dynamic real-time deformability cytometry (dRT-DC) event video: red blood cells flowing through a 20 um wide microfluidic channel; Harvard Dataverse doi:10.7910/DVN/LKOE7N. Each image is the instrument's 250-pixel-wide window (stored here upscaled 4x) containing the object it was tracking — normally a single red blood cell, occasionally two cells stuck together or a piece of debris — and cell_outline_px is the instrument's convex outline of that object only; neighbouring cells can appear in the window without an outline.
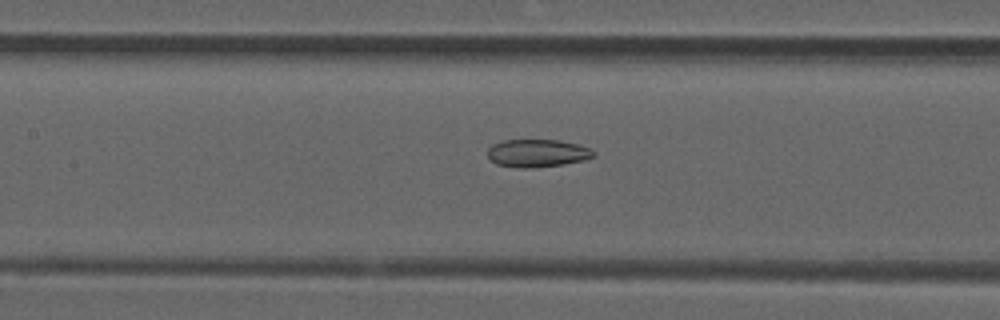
{"species": "common noctule bat (a hibernating species)", "species_latin": "Nyctalus noctula", "temperature_condition": "room temperature", "stored_images_in_passage": 41, "camera_frame_rate_fps": 3000, "um_per_image_px": 0.085, "animal": {"sex": "male", "forearm_length_mm": 52.5}, "frame": {"image": 1, "passage_image": 13, "time_ms": 4.0, "image_size_px": [1000, 320], "cell_outline_px": [[596, 156], [584, 160], [564, 164], [528, 168], [516, 168], [496, 164], [488, 156], [488, 148], [492, 144], [504, 140], [560, 140], [592, 148], [596, 152]], "centroid_in_image_um": [45.7, 13.02], "position_along_channel_um": 161.7, "area_um2": 17.28}}
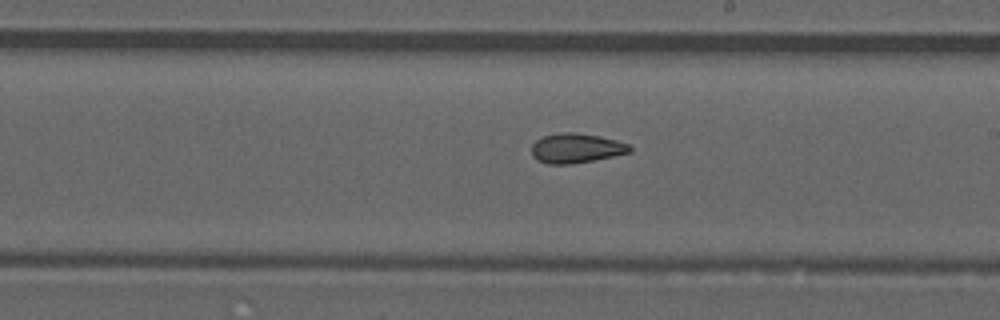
{"frame": {"image": 2, "passage_image": 19, "time_ms": 6.0, "image_size_px": [1000, 320], "cell_outline_px": [[632, 152], [592, 160], [568, 164], [548, 164], [536, 160], [532, 156], [532, 144], [536, 140], [544, 136], [560, 132], [572, 132], [596, 136], [616, 140], [628, 144], [632, 148]], "centroid_in_image_um": [48.94, 12.6], "position_along_channel_um": 240.1, "area_um2": 16.76}}
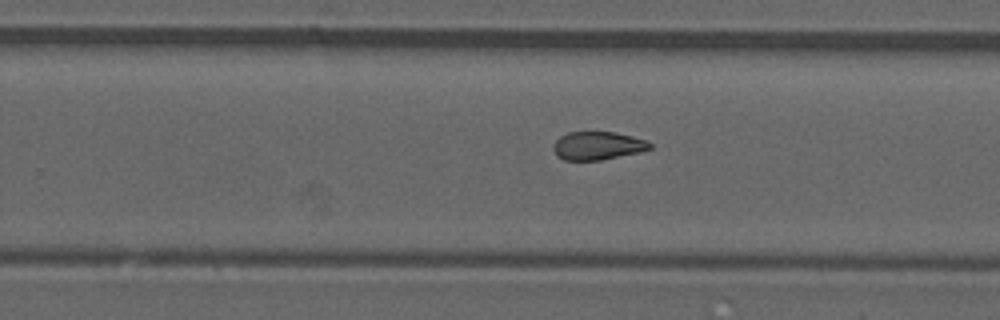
{"frame": {"image": 3, "passage_image": 22, "time_ms": 7.0, "image_size_px": [1000, 320], "cell_outline_px": [[652, 148], [640, 152], [600, 160], [564, 160], [556, 156], [552, 148], [556, 140], [560, 136], [568, 132], [616, 132], [648, 140], [652, 144]], "centroid_in_image_um": [50.81, 12.38], "position_along_channel_um": 279.0, "area_um2": 16.01}, "authors_computed_cell_mechanics": {"area_um2": 16.9354, "velocity_mm_per_s": 3.9309, "shape_relaxation_time_tau1_ms": null, "shape_relaxation_time_tau2_ms": 2.2817, "deformation_change_tau1": null, "deformation_change_tau2": 0.0895}}